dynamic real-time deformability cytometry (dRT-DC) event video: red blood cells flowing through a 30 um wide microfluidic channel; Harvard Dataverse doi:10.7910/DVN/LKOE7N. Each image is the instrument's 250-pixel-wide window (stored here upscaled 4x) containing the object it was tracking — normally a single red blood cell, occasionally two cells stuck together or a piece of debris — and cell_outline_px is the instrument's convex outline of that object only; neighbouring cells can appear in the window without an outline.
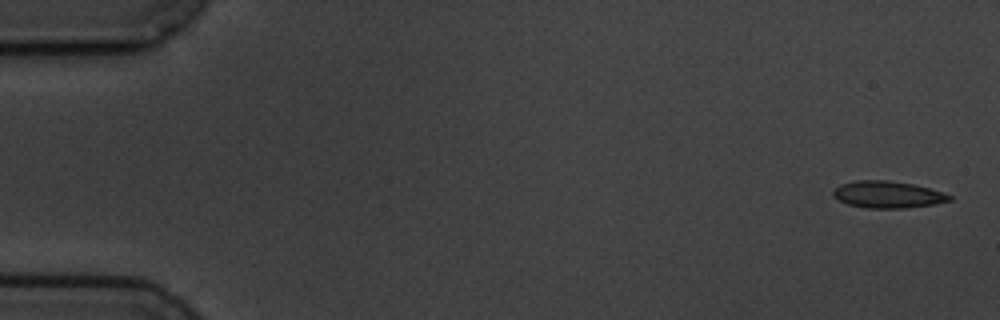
{"species": "common noctule bat (a hibernating species)", "species_latin": "Nyctalus noctula", "temperature_condition": "cold", "stored_images_in_passage": 6, "camera_frame_rate_fps": 3000, "um_per_image_px": 0.085, "animal": {"sex": "male", "body_mass_g": 19.5, "forearm_length_mm": 54.6}, "frame": {"image": 1, "passage_image": 1, "time_ms": 0.0, "image_size_px": [1000, 320], "cell_outline_px": [[952, 200], [932, 204], [904, 208], [868, 208], [848, 204], [832, 196], [832, 192], [840, 184], [856, 180], [888, 180], [912, 184], [928, 188], [952, 196]], "centroid_in_image_um": [75.41, 16.53], "position_along_channel_um": 9.6, "area_um2": 17.98}}
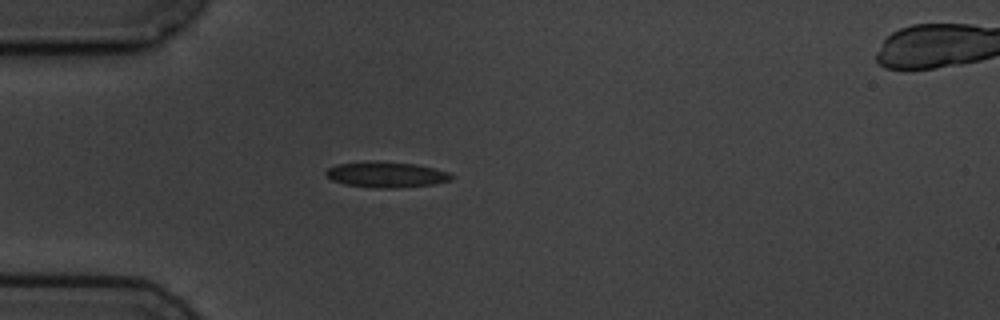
{"frame": {"image": 2, "passage_image": 5, "time_ms": 4.667, "image_size_px": [1000, 320], "cell_outline_px": [[456, 176], [452, 180], [436, 184], [396, 188], [376, 188], [344, 184], [332, 180], [324, 176], [324, 172], [328, 168], [336, 164], [376, 160], [416, 164], [448, 172]], "centroid_in_image_um": [32.82, 14.84], "position_along_channel_um": 52.2, "area_um2": 19.13}}